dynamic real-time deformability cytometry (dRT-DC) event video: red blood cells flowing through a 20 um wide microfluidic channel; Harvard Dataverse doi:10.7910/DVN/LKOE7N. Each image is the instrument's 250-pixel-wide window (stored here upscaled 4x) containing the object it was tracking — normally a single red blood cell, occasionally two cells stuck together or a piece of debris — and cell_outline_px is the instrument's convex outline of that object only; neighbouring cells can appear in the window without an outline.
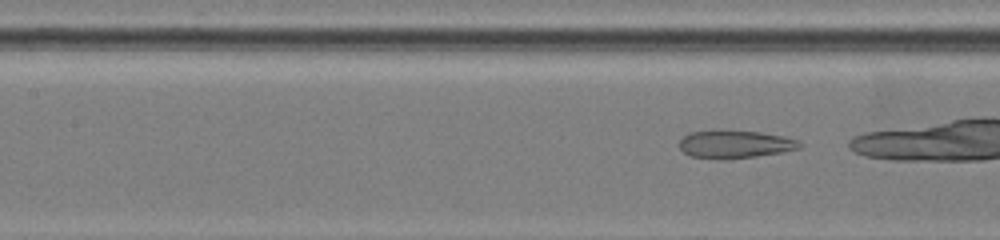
{"species": "common noctule bat (a hibernating species)", "species_latin": "Nyctalus noctula", "temperature_condition": "warm", "stored_images_in_passage": 10, "camera_frame_rate_fps": 3000, "um_per_image_px": 0.085, "animal": {"sex": "female", "body_mass_g": 19.5, "forearm_length_mm": 54.1}, "frame": {"image": 1, "passage_image": 7, "time_ms": 3.0, "image_size_px": [1000, 240], "cell_outline_px": [[800, 148], [780, 152], [756, 156], [728, 160], [720, 160], [692, 156], [684, 152], [680, 148], [680, 140], [688, 132], [712, 128], [760, 132], [784, 136], [800, 140]], "centroid_in_image_um": [62.42, 12.23], "position_along_channel_um": 145.0, "area_um2": 20.11}}